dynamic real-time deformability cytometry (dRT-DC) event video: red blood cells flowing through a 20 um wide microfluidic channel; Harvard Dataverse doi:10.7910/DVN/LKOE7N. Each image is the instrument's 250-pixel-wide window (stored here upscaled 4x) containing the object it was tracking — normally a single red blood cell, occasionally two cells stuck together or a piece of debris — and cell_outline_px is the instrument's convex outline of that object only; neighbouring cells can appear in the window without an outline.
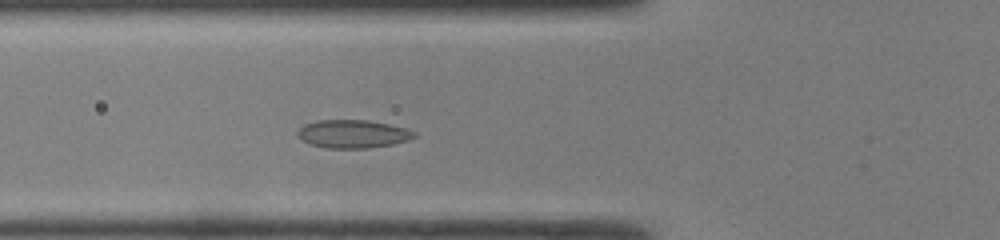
{"species": "common noctule bat (a hibernating species)", "species_latin": "Nyctalus noctula", "temperature_condition": "room temperature", "stored_images_in_passage": 30, "camera_frame_rate_fps": 3000, "um_per_image_px": 0.085, "animal": {"sex": "male", "body_mass_g": 19.0, "forearm_length_mm": 50.8}, "frame": {"image": 1, "passage_image": 10, "time_ms": 3.0, "image_size_px": [1000, 240], "cell_outline_px": [[416, 136], [408, 140], [392, 144], [368, 148], [328, 148], [312, 144], [304, 140], [296, 132], [304, 124], [320, 120], [368, 120], [408, 128], [416, 132]], "centroid_in_image_um": [30.04, 11.37], "position_along_channel_um": 95.8, "area_um2": 18.96}}
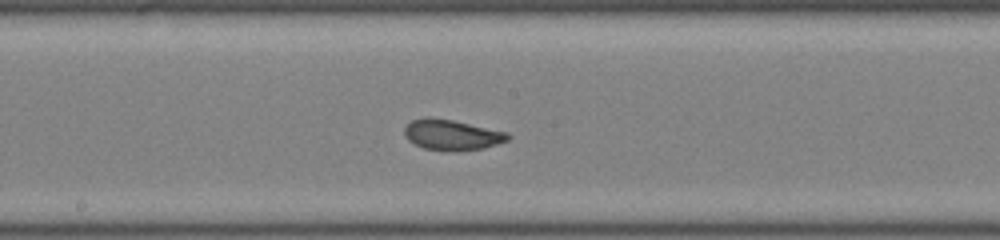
{"frame": {"image": 2, "passage_image": 18, "time_ms": 5.667, "image_size_px": [1000, 240], "cell_outline_px": [[512, 136], [508, 140], [484, 148], [424, 148], [408, 140], [404, 132], [404, 128], [412, 120], [428, 116], [452, 120], [508, 132]], "centroid_in_image_um": [38.41, 11.4], "position_along_channel_um": 209.8, "area_um2": 17.57}}
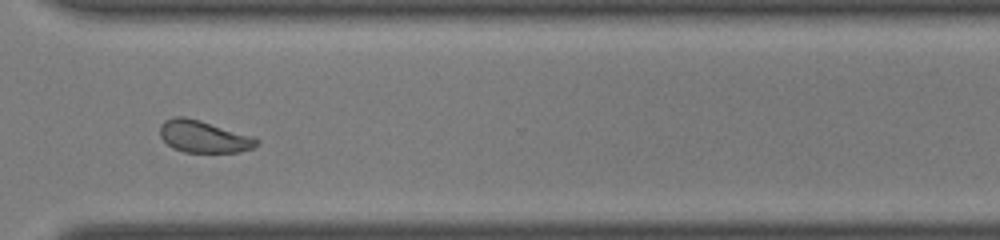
{"frame": {"image": 3, "passage_image": 28, "time_ms": 9.0, "image_size_px": [1000, 240], "cell_outline_px": [[260, 140], [252, 148], [240, 152], [184, 152], [172, 148], [160, 136], [160, 124], [164, 120], [176, 116], [184, 116], [200, 120], [252, 136]], "centroid_in_image_um": [17.28, 11.6], "position_along_channel_um": 353.3, "area_um2": 17.98}, "authors_computed_cell_mechanics": {"area_um2": 18.0914, "velocity_mm_per_s": 4.2847, "shape_relaxation_time_tau1_ms": null, "shape_relaxation_time_tau2_ms": 1.0243, "deformation_change_tau1": null, "deformation_change_tau2": 0.0488}}